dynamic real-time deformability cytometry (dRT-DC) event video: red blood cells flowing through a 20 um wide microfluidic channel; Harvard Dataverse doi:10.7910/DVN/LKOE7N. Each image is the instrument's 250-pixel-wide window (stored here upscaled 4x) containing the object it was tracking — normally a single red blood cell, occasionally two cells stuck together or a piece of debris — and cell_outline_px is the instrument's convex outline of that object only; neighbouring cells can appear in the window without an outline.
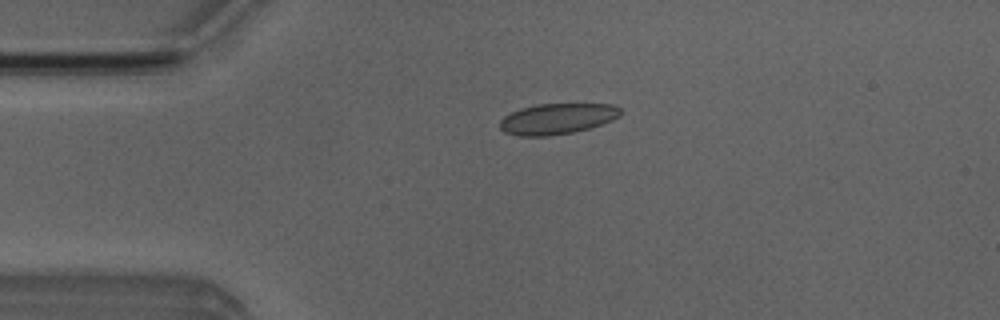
{"species": "Egyptian fruit bat (a non-hibernating species)", "species_latin": "Rousettus aegyptiacus", "temperature_condition": "room temperature", "stored_images_in_passage": 35, "camera_frame_rate_fps": 3000, "um_per_image_px": 0.085, "animal": {"sex": "male"}, "frame": {"image": 1, "passage_image": 9, "time_ms": 2.667, "image_size_px": [1000, 320], "cell_outline_px": [[624, 112], [620, 116], [612, 120], [588, 128], [572, 132], [548, 136], [520, 136], [504, 132], [500, 128], [500, 120], [504, 116], [520, 108], [536, 104], [612, 104], [620, 108]], "centroid_in_image_um": [47.36, 10.09], "position_along_channel_um": 37.6, "area_um2": 21.62}}
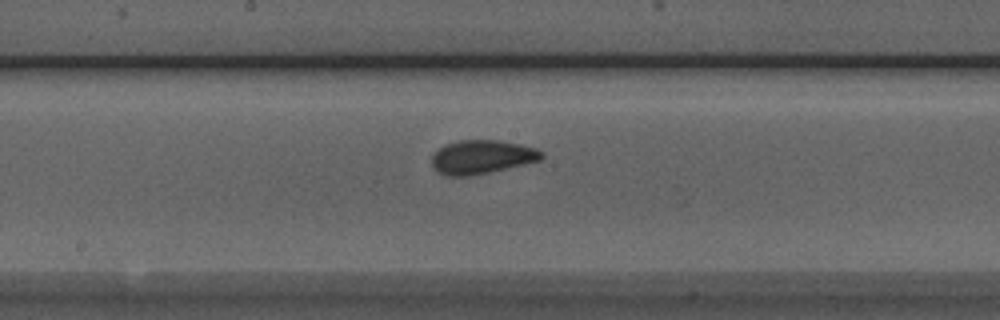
{"frame": {"image": 2, "passage_image": 24, "time_ms": 7.667, "image_size_px": [1000, 320], "cell_outline_px": [[544, 156], [540, 160], [524, 164], [488, 172], [468, 176], [444, 176], [432, 164], [432, 156], [444, 144], [460, 140], [500, 140], [520, 144], [536, 148], [544, 152]], "centroid_in_image_um": [40.98, 13.33], "position_along_channel_um": 207.2, "area_um2": 21.44}}
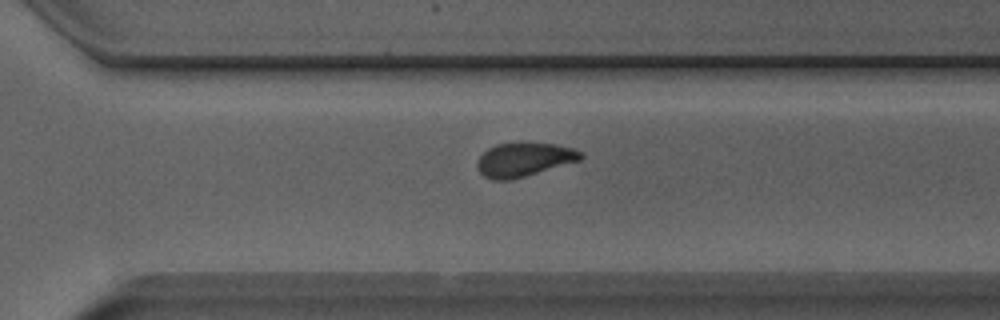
{"frame": {"image": 3, "passage_image": 33, "time_ms": 10.667, "image_size_px": [1000, 320], "cell_outline_px": [[584, 156], [580, 160], [524, 176], [508, 180], [492, 180], [484, 176], [476, 168], [476, 160], [488, 148], [496, 144], [520, 140], [524, 140], [556, 144], [572, 148], [580, 152]], "centroid_in_image_um": [44.49, 13.51], "position_along_channel_um": 326.1, "area_um2": 20.87}}